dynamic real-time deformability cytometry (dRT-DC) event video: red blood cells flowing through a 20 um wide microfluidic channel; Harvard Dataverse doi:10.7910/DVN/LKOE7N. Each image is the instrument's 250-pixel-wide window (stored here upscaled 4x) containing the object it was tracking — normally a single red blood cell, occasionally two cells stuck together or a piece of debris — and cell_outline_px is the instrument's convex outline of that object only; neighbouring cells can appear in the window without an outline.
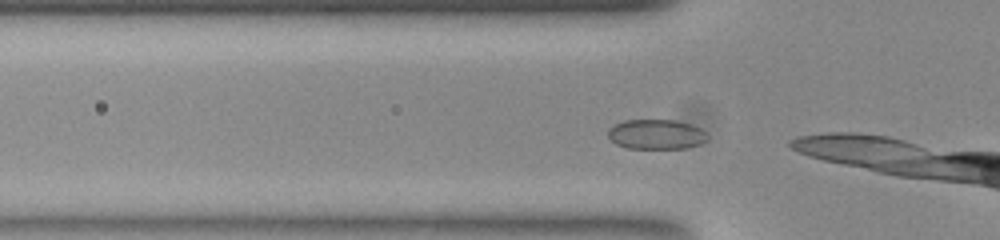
{"species": "common noctule bat (a hibernating species)", "species_latin": "Nyctalus noctula", "temperature_condition": "room temperature", "stored_images_in_passage": 6, "camera_frame_rate_fps": 3000, "um_per_image_px": 0.085, "animal": {"sex": "female", "body_mass_g": 23.0, "forearm_length_mm": 53.4}, "frame": {"image": 1, "passage_image": 2, "time_ms": 0.333, "image_size_px": [1000, 240], "cell_outline_px": [[708, 140], [700, 144], [684, 148], [628, 148], [616, 144], [608, 136], [608, 128], [624, 120], [676, 120], [692, 124], [700, 128], [708, 136]], "centroid_in_image_um": [55.79, 11.41], "position_along_channel_um": 70.0, "area_um2": 17.28}}